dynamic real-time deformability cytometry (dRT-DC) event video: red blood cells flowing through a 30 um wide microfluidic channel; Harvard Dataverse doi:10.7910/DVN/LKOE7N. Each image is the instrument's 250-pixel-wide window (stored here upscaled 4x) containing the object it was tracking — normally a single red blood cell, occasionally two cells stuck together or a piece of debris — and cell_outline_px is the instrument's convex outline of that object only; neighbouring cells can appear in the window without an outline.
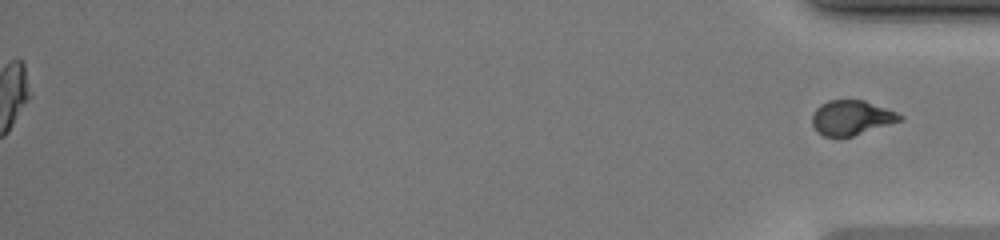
{"species": "common noctule bat (a hibernating species)", "species_latin": "Nyctalus noctula", "temperature_condition": "warm", "stored_images_in_passage": 36, "segment_of_instrument_passage": [2, 2], "camera_frame_rate_fps": 3000, "um_per_image_px": 0.085, "animal": {"sex": "female", "body_mass_g": 20.0, "forearm_length_mm": 54.0}, "frame": {"image": 1, "passage_image": 36, "time_ms": 11.667, "image_size_px": [1000, 240], "cell_outline_px": [[904, 120], [852, 136], [824, 136], [816, 132], [812, 124], [812, 112], [820, 104], [828, 100], [864, 100], [896, 112], [904, 116]], "centroid_in_image_um": [72.36, 10.0], "position_along_channel_um": 362.8, "area_um2": 17.8}}